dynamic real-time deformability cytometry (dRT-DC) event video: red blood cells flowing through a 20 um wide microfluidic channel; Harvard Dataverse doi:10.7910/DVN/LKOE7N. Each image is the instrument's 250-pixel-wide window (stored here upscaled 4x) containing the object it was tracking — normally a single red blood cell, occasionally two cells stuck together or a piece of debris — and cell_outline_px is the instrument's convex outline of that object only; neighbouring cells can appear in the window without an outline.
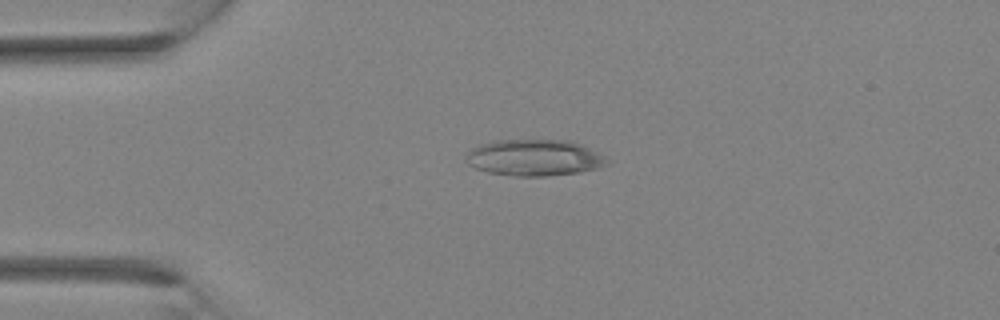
{"species": "Egyptian fruit bat (a non-hibernating species)", "species_latin": "Rousettus aegyptiacus", "temperature_condition": "room temperature", "stored_images_in_passage": 1, "camera_frame_rate_fps": 3000, "um_per_image_px": 0.085, "animal": {"sex": "female"}, "frame": {"image": 1, "passage_image": 1, "time_ms": 0.0, "image_size_px": [1000, 320], "cell_outline_px": [[608, 164], [600, 168], [580, 172], [548, 176], [516, 176], [488, 172], [476, 168], [468, 164], [468, 152], [472, 148], [480, 144], [496, 140], [572, 140], [604, 156]], "centroid_in_image_um": [45.44, 13.4], "position_along_channel_um": 39.6, "area_um2": 29.71}}